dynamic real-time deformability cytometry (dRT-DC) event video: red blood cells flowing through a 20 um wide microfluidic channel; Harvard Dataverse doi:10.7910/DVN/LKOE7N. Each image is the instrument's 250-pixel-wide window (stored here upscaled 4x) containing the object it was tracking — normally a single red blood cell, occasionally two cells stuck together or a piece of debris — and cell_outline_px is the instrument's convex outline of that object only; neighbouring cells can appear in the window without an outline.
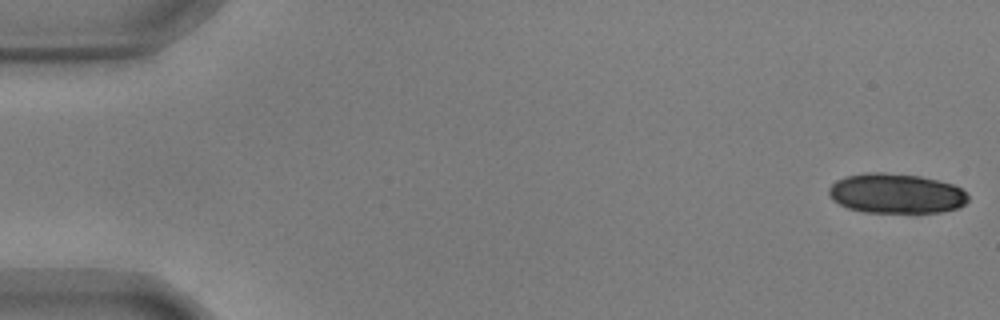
{"species": "common noctule bat (a hibernating species)", "species_latin": "Nyctalus noctula", "temperature_condition": "warm", "stored_images_in_passage": 54, "camera_frame_rate_fps": 3000, "um_per_image_px": 0.085, "animal": {"sex": "male", "body_mass_g": 17.9, "forearm_length_mm": 54.2}, "frame": {"image": 1, "passage_image": 1, "time_ms": 0.0, "image_size_px": [1000, 320], "cell_outline_px": [[968, 200], [960, 208], [940, 212], [864, 212], [848, 208], [832, 200], [828, 192], [828, 188], [836, 180], [844, 176], [868, 172], [884, 172], [920, 176], [952, 184], [960, 188], [968, 196]], "centroid_in_image_um": [76.14, 16.44], "position_along_channel_um": 8.9, "area_um2": 32.37}}
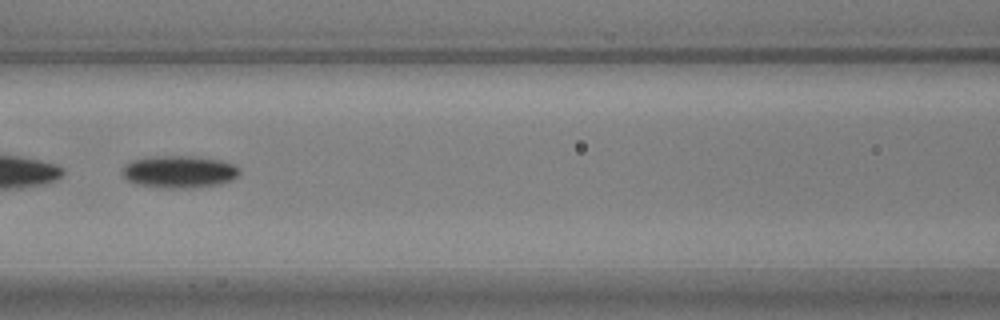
{"frame": {"image": 2, "passage_image": 25, "time_ms": 8.0, "image_size_px": [1000, 320], "cell_outline_px": [[240, 172], [232, 180], [220, 184], [200, 188], [160, 188], [136, 184], [128, 180], [120, 172], [120, 168], [124, 164], [132, 160], [148, 156], [192, 156], [220, 160], [232, 164], [240, 168]], "centroid_in_image_um": [15.19, 14.6], "position_along_channel_um": 151.4, "area_um2": 22.48}}
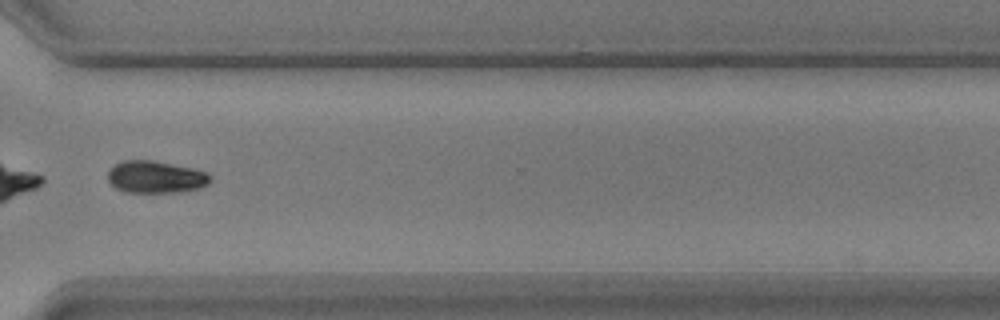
{"frame": {"image": 3, "passage_image": 42, "time_ms": 13.667, "image_size_px": [1000, 320], "cell_outline_px": [[212, 180], [208, 184], [200, 188], [180, 192], [128, 192], [116, 188], [108, 180], [108, 172], [116, 164], [124, 160], [152, 160], [192, 168], [208, 172], [212, 176]], "centroid_in_image_um": [13.28, 15.04], "position_along_channel_um": 357.3, "area_um2": 19.19}, "authors_computed_cell_mechanics": {"area_um2": 22.831, "velocity_mm_per_s": 3.6377, "shape_relaxation_time_tau1_ms": 2.4134, "shape_relaxation_time_tau2_ms": null, "deformation_change_tau1": 0.1027, "deformation_change_tau2": null}}